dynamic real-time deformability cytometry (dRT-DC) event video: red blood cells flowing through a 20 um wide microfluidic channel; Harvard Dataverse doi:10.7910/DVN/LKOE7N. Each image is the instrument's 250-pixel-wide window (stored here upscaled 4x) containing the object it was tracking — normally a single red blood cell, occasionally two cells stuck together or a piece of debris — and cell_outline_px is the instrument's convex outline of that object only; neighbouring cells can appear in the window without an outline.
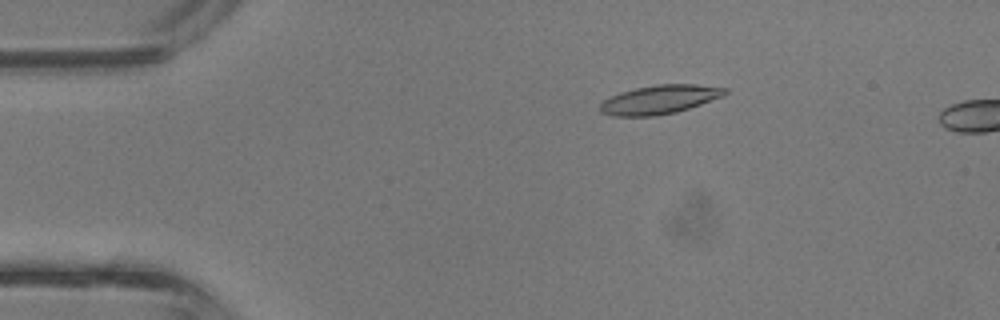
{"species": "common noctule bat (a hibernating species)", "species_latin": "Nyctalus noctula", "temperature_condition": "room temperature", "stored_images_in_passage": 7, "camera_frame_rate_fps": 3000, "um_per_image_px": 0.085, "animal": {"sex": "male", "body_mass_g": 13.3}, "frame": {"image": 1, "passage_image": 5, "time_ms": 1.333, "image_size_px": [1000, 320], "cell_outline_px": [[728, 92], [724, 96], [676, 112], [656, 116], [612, 116], [600, 112], [600, 104], [604, 100], [620, 92], [636, 88], [656, 84], [696, 84], [728, 88]], "centroid_in_image_um": [56.08, 8.46], "position_along_channel_um": 28.9, "area_um2": 20.98}}